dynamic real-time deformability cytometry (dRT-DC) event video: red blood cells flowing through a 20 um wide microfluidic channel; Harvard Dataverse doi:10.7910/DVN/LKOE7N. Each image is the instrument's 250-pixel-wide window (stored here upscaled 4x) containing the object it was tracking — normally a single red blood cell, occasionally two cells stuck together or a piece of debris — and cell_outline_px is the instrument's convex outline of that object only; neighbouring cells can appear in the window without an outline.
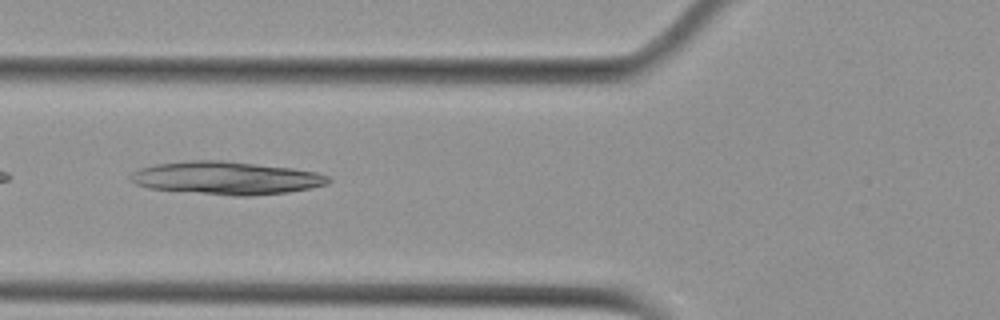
{"species": "Egyptian fruit bat (a non-hibernating species)", "species_latin": "Rousettus aegyptiacus", "temperature_condition": "cold", "stored_images_in_passage": 39, "camera_frame_rate_fps": 3000, "um_per_image_px": 0.085, "animal": {"sex": "female"}, "frame": {"image": 1, "passage_image": 8, "time_ms": 2.333, "image_size_px": [1000, 320], "cell_outline_px": [[332, 180], [328, 184], [312, 188], [288, 192], [252, 196], [232, 196], [148, 188], [136, 184], [128, 180], [128, 176], [132, 172], [140, 168], [156, 164], [192, 160], [220, 160], [292, 168], [320, 172], [328, 176]], "centroid_in_image_um": [19.25, 15.13], "position_along_channel_um": 106.5, "area_um2": 38.21}}
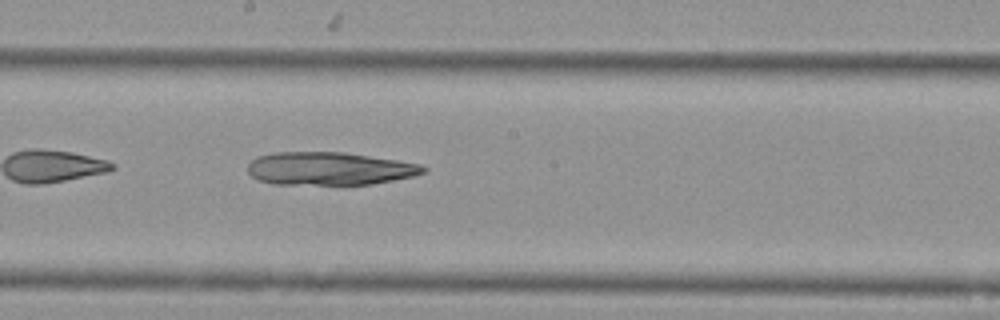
{"frame": {"image": 2, "passage_image": 17, "time_ms": 5.333, "image_size_px": [1000, 320], "cell_outline_px": [[428, 168], [424, 172], [416, 176], [372, 184], [272, 184], [256, 180], [248, 172], [248, 164], [256, 156], [272, 152], [344, 152], [396, 160], [420, 164]], "centroid_in_image_um": [27.97, 14.33], "position_along_channel_um": 220.2, "area_um2": 33.93}}
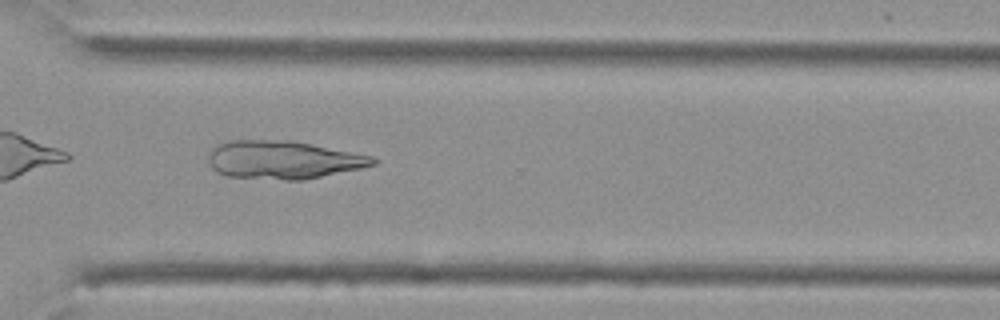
{"frame": {"image": 3, "passage_image": 27, "time_ms": 8.667, "image_size_px": [1000, 320], "cell_outline_px": [[376, 164], [360, 168], [304, 180], [284, 180], [228, 176], [216, 172], [212, 168], [208, 160], [208, 152], [216, 144], [232, 140], [292, 140], [372, 156], [376, 160]], "centroid_in_image_um": [24.02, 13.58], "position_along_channel_um": 346.6, "area_um2": 36.59}}